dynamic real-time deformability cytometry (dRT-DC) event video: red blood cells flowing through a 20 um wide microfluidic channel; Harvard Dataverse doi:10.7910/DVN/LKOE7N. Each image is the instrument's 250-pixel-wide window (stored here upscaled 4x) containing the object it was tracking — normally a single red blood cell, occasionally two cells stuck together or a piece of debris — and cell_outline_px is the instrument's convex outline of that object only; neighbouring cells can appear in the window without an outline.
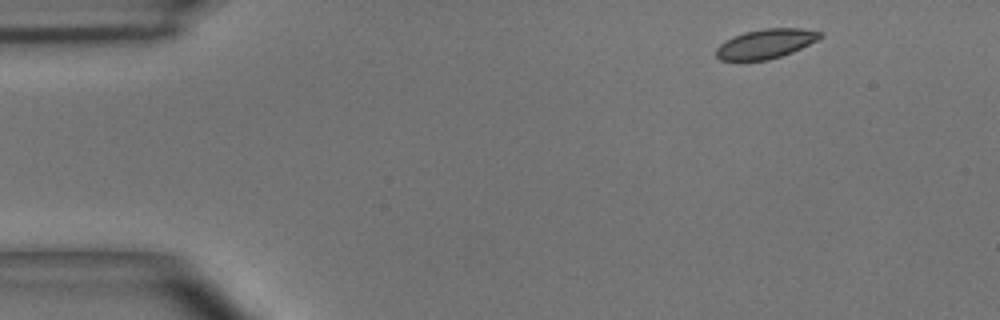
{"species": "common noctule bat (a hibernating species)", "species_latin": "Nyctalus noctula", "temperature_condition": "room temperature", "stored_images_in_passage": 4, "camera_frame_rate_fps": 3000, "um_per_image_px": 0.085, "animal": {"sex": "male", "body_mass_g": 15.6}, "frame": {"image": 1, "passage_image": 1, "time_ms": 0.0, "image_size_px": [1000, 320], "cell_outline_px": [[824, 36], [792, 52], [768, 60], [720, 60], [716, 56], [716, 48], [724, 40], [732, 36], [744, 32], [764, 28], [800, 28], [824, 32]], "centroid_in_image_um": [65.07, 3.7], "position_along_channel_um": 19.9, "area_um2": 17.86}}
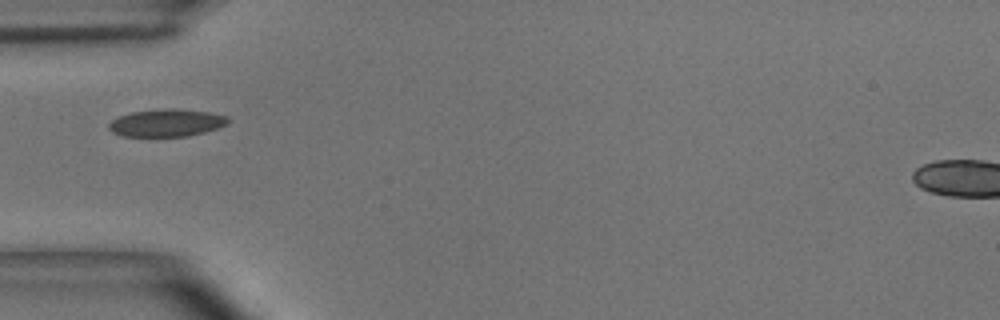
{"frame": {"image": 2, "passage_image": 4, "time_ms": 1.0, "image_size_px": [1000, 320], "cell_outline_px": [[232, 120], [228, 124], [204, 132], [188, 136], [120, 136], [112, 132], [108, 128], [108, 124], [112, 120], [120, 116], [132, 112], [176, 108], [208, 112], [228, 116]], "centroid_in_image_um": [14.18, 10.45], "position_along_channel_um": 70.8, "area_um2": 19.02}}